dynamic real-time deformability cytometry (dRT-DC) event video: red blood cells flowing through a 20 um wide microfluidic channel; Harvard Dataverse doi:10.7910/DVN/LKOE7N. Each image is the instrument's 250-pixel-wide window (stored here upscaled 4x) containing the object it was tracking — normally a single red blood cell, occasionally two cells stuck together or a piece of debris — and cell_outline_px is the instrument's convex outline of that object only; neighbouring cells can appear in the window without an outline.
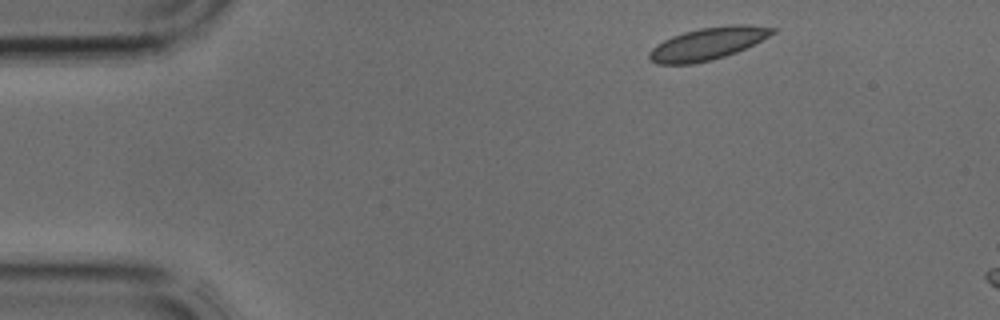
{"species": "common noctule bat (a hibernating species)", "species_latin": "Nyctalus noctula", "temperature_condition": "cold", "stored_images_in_passage": 3, "camera_frame_rate_fps": 3000, "um_per_image_px": 0.085, "animal": {"sex": "male", "body_mass_g": 17.9, "forearm_length_mm": 54.2}, "frame": {"image": 1, "passage_image": 1, "time_ms": 0.0, "image_size_px": [1000, 320], "cell_outline_px": [[776, 32], [736, 52], [712, 60], [692, 64], [656, 64], [648, 60], [648, 52], [656, 44], [672, 36], [684, 32], [700, 28], [732, 24], [748, 24], [776, 28]], "centroid_in_image_um": [60.11, 3.71], "position_along_channel_um": 24.9, "area_um2": 23.18}}